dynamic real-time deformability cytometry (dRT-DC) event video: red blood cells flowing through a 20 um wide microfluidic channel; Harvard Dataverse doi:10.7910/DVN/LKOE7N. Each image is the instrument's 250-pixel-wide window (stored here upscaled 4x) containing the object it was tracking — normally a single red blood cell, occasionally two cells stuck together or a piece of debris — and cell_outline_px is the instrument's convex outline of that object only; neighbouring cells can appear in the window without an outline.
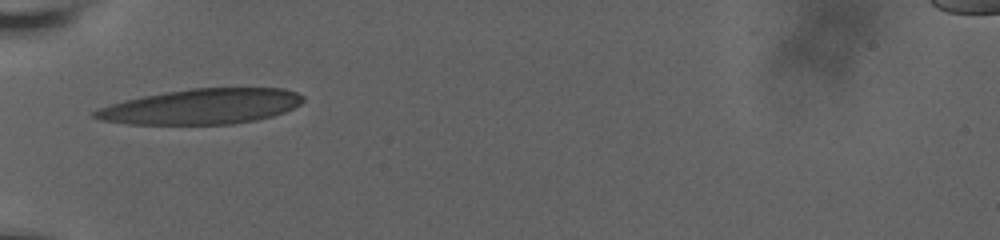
{"species": "human", "species_latin": "Homo sapiens", "temperature_condition": "room temperature", "stored_images_in_passage": 39, "camera_frame_rate_fps": 3000, "um_per_image_px": 0.085, "donor": {"sex": "male"}, "frame": {"image": 1, "passage_image": 1, "time_ms": 0.0, "image_size_px": [1000, 240], "cell_outline_px": [[304, 100], [300, 104], [284, 112], [272, 116], [256, 120], [232, 124], [128, 124], [100, 120], [92, 116], [92, 112], [108, 104], [124, 100], [144, 96], [192, 88], [284, 88], [296, 92], [304, 96]], "centroid_in_image_um": [17.13, 9.05], "position_along_channel_um": 67.9, "area_um2": 42.71}}
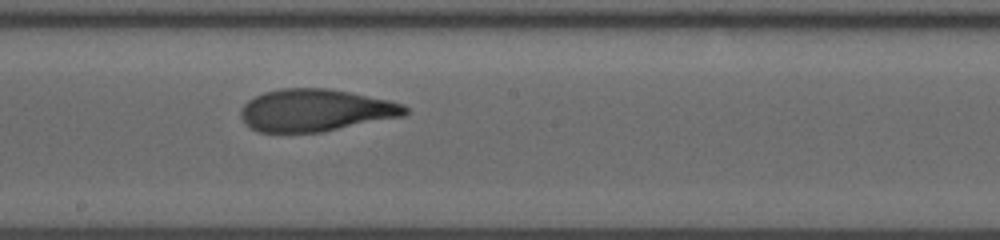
{"frame": {"image": 2, "passage_image": 26, "time_ms": 4.333, "image_size_px": [1000, 240], "cell_outline_px": [[408, 112], [404, 116], [320, 132], [260, 132], [248, 128], [244, 124], [240, 116], [240, 108], [248, 100], [264, 92], [280, 88], [328, 88], [388, 100], [404, 104], [408, 108]], "centroid_in_image_um": [26.78, 9.37], "position_along_channel_um": 221.4, "area_um2": 40.52}}
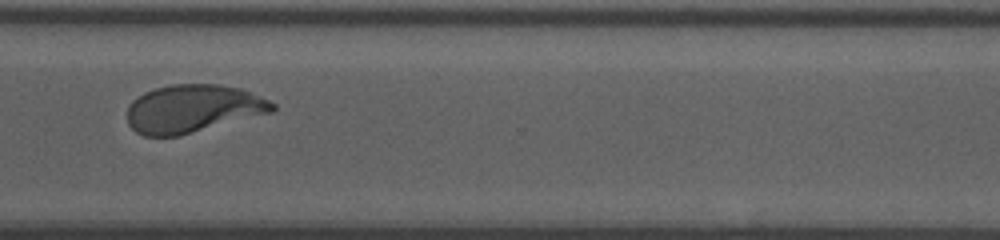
{"frame": {"image": 3, "passage_image": 38, "time_ms": 8.0, "image_size_px": [1000, 240], "cell_outline_px": [[276, 108], [272, 112], [180, 136], [144, 136], [136, 132], [128, 124], [128, 104], [132, 100], [144, 92], [156, 88], [172, 84], [220, 84], [240, 88], [268, 100], [276, 104]], "centroid_in_image_um": [16.38, 9.24], "position_along_channel_um": 354.2, "area_um2": 40.63}}